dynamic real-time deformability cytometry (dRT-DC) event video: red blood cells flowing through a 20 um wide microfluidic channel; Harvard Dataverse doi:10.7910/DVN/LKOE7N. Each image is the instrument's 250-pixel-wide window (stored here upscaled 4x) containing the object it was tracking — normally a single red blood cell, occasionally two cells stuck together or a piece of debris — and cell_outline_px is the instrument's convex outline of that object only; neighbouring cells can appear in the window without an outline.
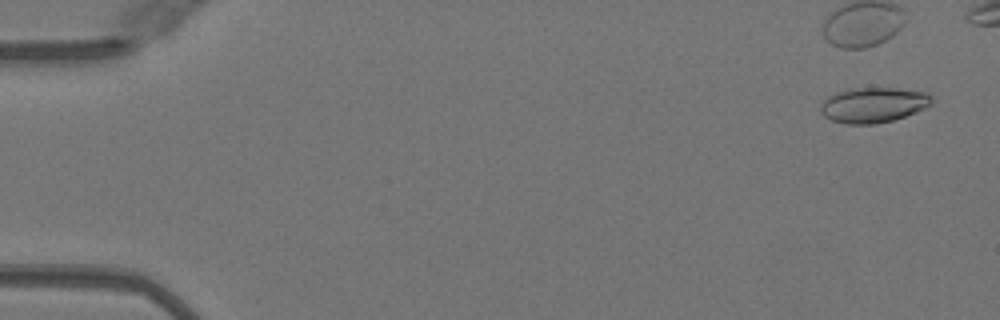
{"species": "Egyptian fruit bat (a non-hibernating species)", "species_latin": "Rousettus aegyptiacus", "temperature_condition": "warm", "stored_images_in_passage": 44, "camera_frame_rate_fps": 3000, "um_per_image_px": 0.085, "animal": {"sex": "female"}, "frame": {"image": 1, "passage_image": 1, "time_ms": 0.0, "image_size_px": [1000, 320], "cell_outline_px": [[932, 100], [924, 108], [916, 112], [892, 120], [876, 124], [848, 124], [832, 120], [824, 116], [820, 112], [820, 104], [828, 96], [836, 92], [848, 88], [900, 88], [924, 92], [932, 96]], "centroid_in_image_um": [74.19, 8.91], "position_along_channel_um": 10.8, "area_um2": 22.77}}